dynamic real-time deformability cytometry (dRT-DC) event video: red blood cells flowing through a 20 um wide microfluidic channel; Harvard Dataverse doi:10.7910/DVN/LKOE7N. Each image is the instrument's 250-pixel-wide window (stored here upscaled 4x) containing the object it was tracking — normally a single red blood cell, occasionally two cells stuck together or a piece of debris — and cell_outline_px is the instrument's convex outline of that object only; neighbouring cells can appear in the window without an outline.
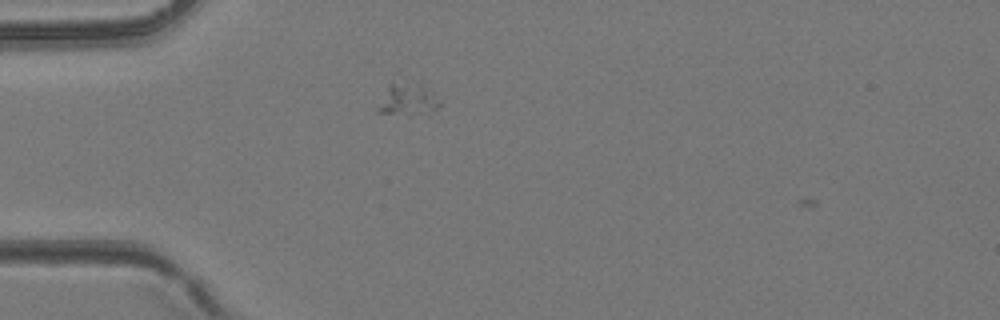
{"species": "common noctule bat (a hibernating species)", "species_latin": "Nyctalus noctula", "temperature_condition": "room temperature", "stored_images_in_passage": 3, "camera_frame_rate_fps": 3000, "um_per_image_px": 0.085, "animal": {"sex": "female", "body_mass_g": 24.6, "forearm_length_mm": 56.2}, "frame": {"image": 1, "passage_image": 2, "time_ms": 0.333, "image_size_px": [1000, 320], "cell_outline_px": [[440, 104], [436, 108], [424, 112], [408, 116], [376, 112], [376, 108], [388, 84], [392, 80], [420, 80], [432, 92]], "centroid_in_image_um": [34.58, 8.37], "position_along_channel_um": 50.4, "area_um2": 12.14}}